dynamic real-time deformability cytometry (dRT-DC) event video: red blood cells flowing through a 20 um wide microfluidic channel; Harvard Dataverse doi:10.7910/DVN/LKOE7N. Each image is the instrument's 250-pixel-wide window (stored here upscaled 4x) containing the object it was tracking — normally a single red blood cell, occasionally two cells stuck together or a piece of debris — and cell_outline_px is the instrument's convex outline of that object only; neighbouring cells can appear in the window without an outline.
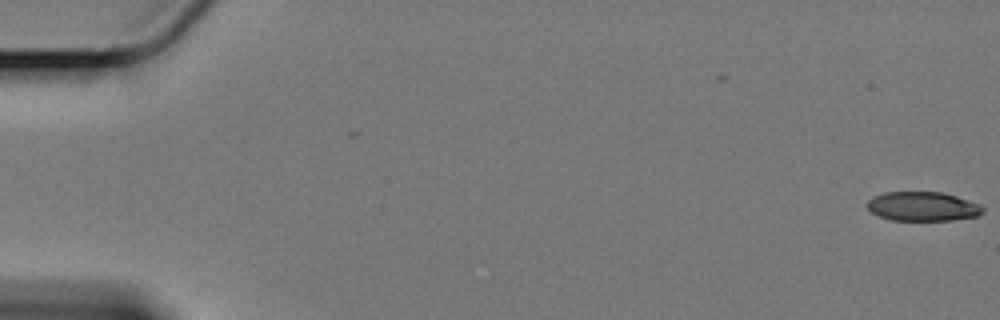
{"species": "Egyptian fruit bat (a non-hibernating species)", "species_latin": "Rousettus aegyptiacus", "temperature_condition": "cold", "stored_images_in_passage": 5, "camera_frame_rate_fps": 3000, "um_per_image_px": 0.085, "animal": {"sex": "female"}, "frame": {"image": 1, "passage_image": 5, "time_ms": 1.333, "image_size_px": [1000, 320], "cell_outline_px": [[984, 212], [980, 216], [952, 220], [892, 220], [880, 216], [872, 212], [868, 208], [868, 200], [872, 196], [884, 192], [944, 192], [980, 204], [984, 208]], "centroid_in_image_um": [78.47, 17.54], "position_along_channel_um": 6.5, "area_um2": 19.77}}